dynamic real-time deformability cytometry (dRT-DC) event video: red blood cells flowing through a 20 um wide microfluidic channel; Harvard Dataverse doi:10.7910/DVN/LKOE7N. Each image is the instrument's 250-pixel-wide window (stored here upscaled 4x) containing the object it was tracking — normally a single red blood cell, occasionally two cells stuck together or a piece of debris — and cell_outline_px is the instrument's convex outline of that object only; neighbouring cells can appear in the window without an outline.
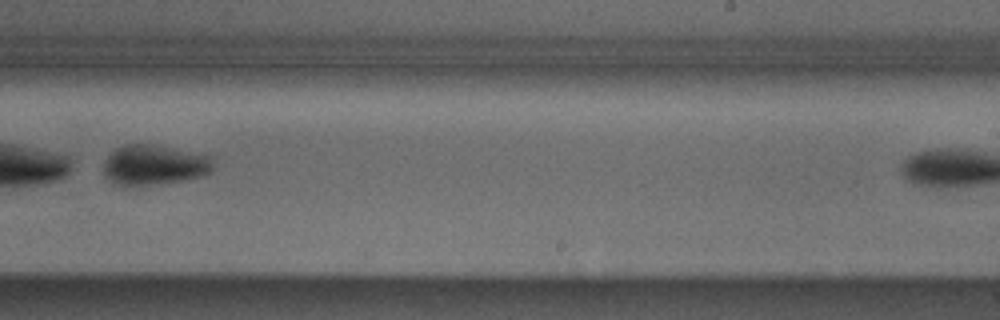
{"species": "Egyptian fruit bat (a non-hibernating species)", "species_latin": "Rousettus aegyptiacus", "temperature_condition": "cold", "stored_images_in_passage": 37, "camera_frame_rate_fps": 3000, "um_per_image_px": 0.085, "animal": {"sex": "male"}, "frame": {"image": 1, "passage_image": 27, "time_ms": 8.667, "image_size_px": [1000, 320], "cell_outline_px": [[212, 168], [204, 176], [180, 180], [148, 184], [116, 184], [108, 180], [104, 176], [104, 160], [116, 148], [124, 144], [148, 144], [212, 156]], "centroid_in_image_um": [13.07, 14.0], "position_along_channel_um": 275.9, "area_um2": 24.97}}